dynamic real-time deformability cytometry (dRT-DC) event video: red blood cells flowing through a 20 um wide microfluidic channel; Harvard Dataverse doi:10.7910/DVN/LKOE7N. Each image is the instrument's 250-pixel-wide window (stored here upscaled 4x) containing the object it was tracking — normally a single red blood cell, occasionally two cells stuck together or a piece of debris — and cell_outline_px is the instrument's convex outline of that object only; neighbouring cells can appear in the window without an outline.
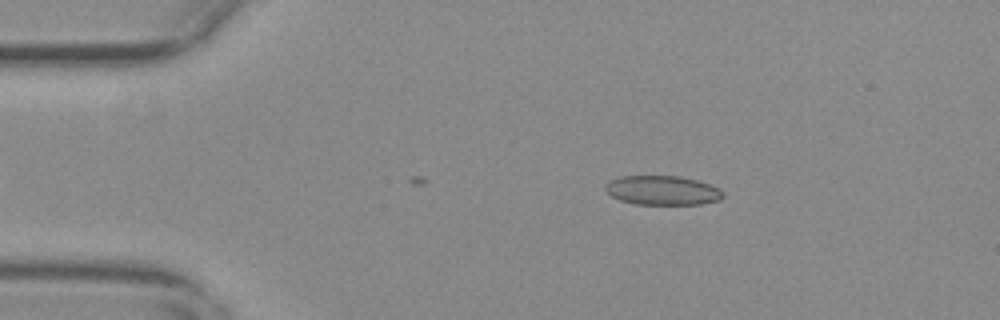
{"species": "common noctule bat (a hibernating species)", "species_latin": "Nyctalus noctula", "temperature_condition": "warm", "stored_images_in_passage": 2, "camera_frame_rate_fps": 3000, "um_per_image_px": 0.085, "animal": {"sex": "female", "body_mass_g": 29.2, "forearm_length_mm": 56.3}, "frame": {"image": 1, "passage_image": 2, "time_ms": 0.333, "image_size_px": [1000, 320], "cell_outline_px": [[724, 196], [720, 200], [700, 204], [636, 204], [620, 200], [612, 196], [604, 188], [604, 184], [620, 176], [680, 176], [696, 180], [720, 188], [724, 192]], "centroid_in_image_um": [56.32, 16.18], "position_along_channel_um": 28.7, "area_um2": 20.06}}